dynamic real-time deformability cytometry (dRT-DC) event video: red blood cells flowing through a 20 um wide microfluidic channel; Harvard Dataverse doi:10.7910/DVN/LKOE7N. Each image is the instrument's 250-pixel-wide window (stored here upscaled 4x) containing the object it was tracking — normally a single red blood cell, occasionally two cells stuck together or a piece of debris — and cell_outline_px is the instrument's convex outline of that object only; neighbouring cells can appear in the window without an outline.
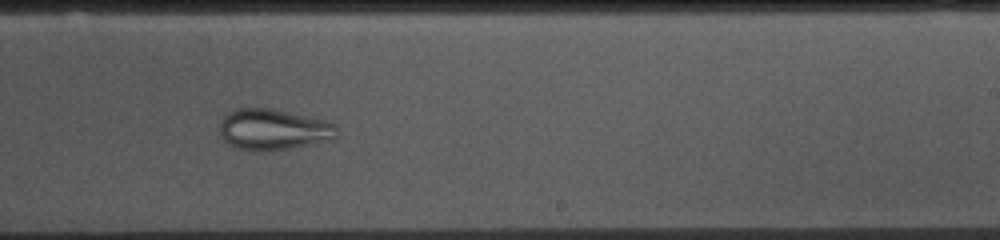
{"species": "common noctule bat (a hibernating species)", "species_latin": "Nyctalus noctula", "temperature_condition": "cold", "stored_images_in_passage": 53, "camera_frame_rate_fps": 3000, "um_per_image_px": 0.085, "animal": {"sex": "female", "body_mass_g": 10.0, "forearm_length_mm": 53.1}, "frame": {"image": 1, "passage_image": 31, "time_ms": 10.0, "image_size_px": [1000, 240], "cell_outline_px": [[336, 140], [288, 148], [240, 148], [228, 144], [220, 136], [220, 120], [228, 112], [236, 108], [268, 108], [324, 120], [336, 124]], "centroid_in_image_um": [23.24, 10.97], "position_along_channel_um": 265.8, "area_um2": 27.28}}